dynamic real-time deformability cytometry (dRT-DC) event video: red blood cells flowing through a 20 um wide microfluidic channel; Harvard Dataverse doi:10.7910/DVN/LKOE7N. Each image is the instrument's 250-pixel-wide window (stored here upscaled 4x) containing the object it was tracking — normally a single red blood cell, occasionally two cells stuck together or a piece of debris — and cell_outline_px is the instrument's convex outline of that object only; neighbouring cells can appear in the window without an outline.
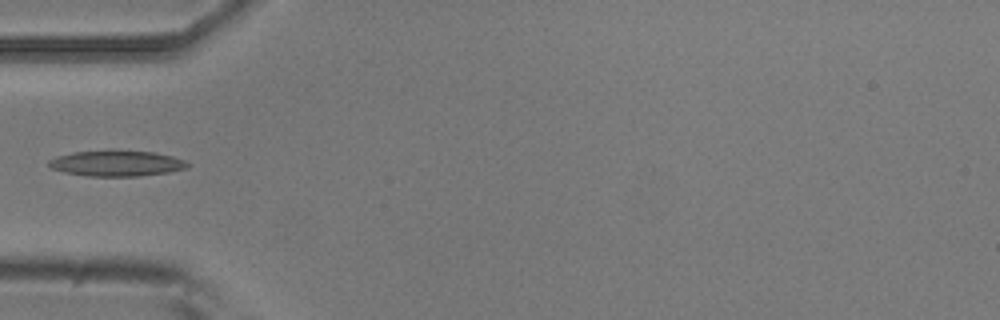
{"species": "common noctule bat (a hibernating species)", "species_latin": "Nyctalus noctula", "temperature_condition": "room temperature", "stored_images_in_passage": 5, "camera_frame_rate_fps": 3000, "um_per_image_px": 0.085, "animal": {"sex": "male", "body_mass_g": 20.5, "forearm_length_mm": 52.5}, "frame": {"image": 1, "passage_image": 5, "time_ms": 5.333, "image_size_px": [1000, 320], "cell_outline_px": [[188, 168], [168, 172], [140, 176], [88, 176], [64, 172], [52, 168], [48, 164], [48, 160], [56, 156], [76, 152], [112, 148], [152, 152], [172, 156], [184, 160], [188, 164]], "centroid_in_image_um": [9.9, 13.86], "position_along_channel_um": 75.1, "area_um2": 21.21}}